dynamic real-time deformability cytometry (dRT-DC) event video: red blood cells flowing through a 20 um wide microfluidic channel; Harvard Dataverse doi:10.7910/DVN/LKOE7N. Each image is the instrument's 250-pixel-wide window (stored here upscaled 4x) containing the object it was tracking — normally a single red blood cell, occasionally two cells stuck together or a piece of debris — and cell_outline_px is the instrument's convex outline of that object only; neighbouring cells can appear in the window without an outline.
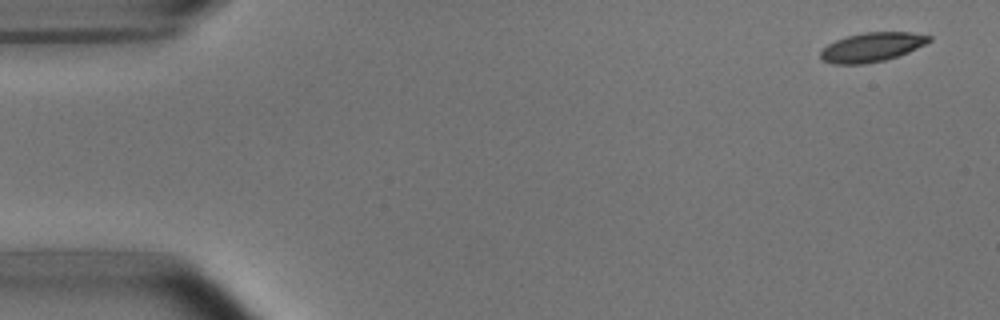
{"species": "common noctule bat (a hibernating species)", "species_latin": "Nyctalus noctula", "temperature_condition": "room temperature", "stored_images_in_passage": 5, "segment_of_instrument_passage": [1, 2], "camera_frame_rate_fps": 3000, "um_per_image_px": 0.085, "animal": {"sex": "male", "body_mass_g": 15.6}, "frame": {"image": 1, "passage_image": 1, "time_ms": 0.0, "image_size_px": [1000, 320], "cell_outline_px": [[932, 40], [908, 52], [884, 60], [864, 64], [832, 64], [820, 60], [820, 52], [828, 44], [836, 40], [848, 36], [864, 32], [912, 32], [932, 36]], "centroid_in_image_um": [74.09, 4.01], "position_along_channel_um": 10.9, "area_um2": 18.38}}
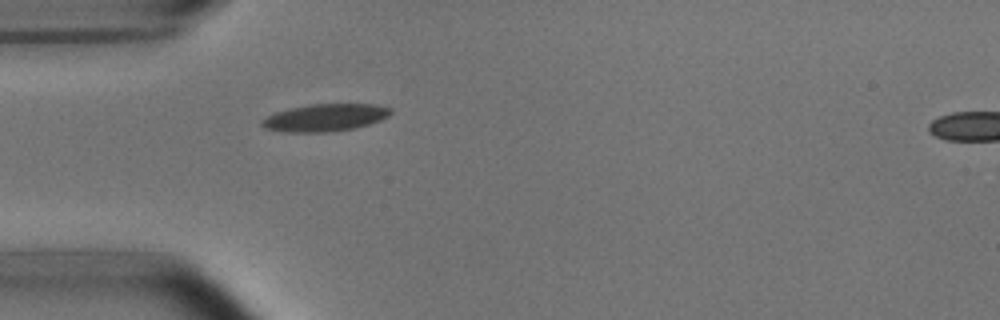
{"frame": {"image": 2, "passage_image": 4, "time_ms": 1.0, "image_size_px": [1000, 320], "cell_outline_px": [[392, 112], [388, 116], [380, 120], [356, 128], [324, 132], [284, 132], [264, 128], [260, 124], [260, 120], [276, 112], [308, 104], [376, 104], [392, 108]], "centroid_in_image_um": [27.63, 9.99], "position_along_channel_um": 57.4, "area_um2": 20.52}}